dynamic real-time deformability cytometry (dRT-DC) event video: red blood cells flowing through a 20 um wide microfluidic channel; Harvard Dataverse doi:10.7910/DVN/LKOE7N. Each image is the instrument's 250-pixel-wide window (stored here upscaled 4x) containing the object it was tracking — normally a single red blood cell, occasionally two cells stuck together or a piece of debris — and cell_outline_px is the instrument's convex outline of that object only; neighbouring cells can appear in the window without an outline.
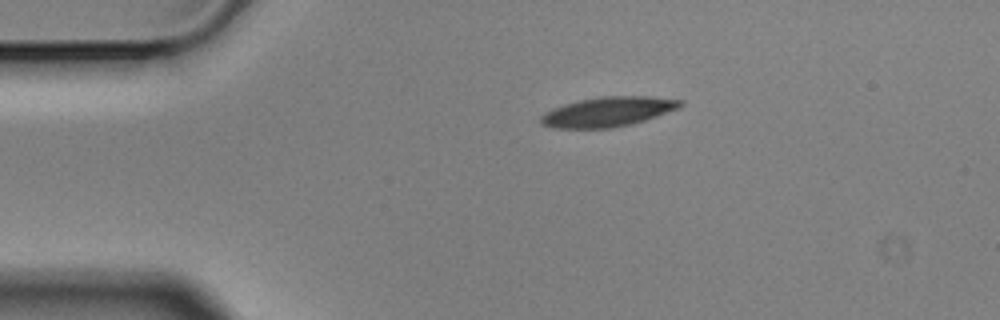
{"species": "Egyptian fruit bat (a non-hibernating species)", "species_latin": "Rousettus aegyptiacus", "temperature_condition": "cold", "stored_images_in_passage": 2, "camera_frame_rate_fps": 3000, "um_per_image_px": 0.085, "animal": {"sex": "male"}, "frame": {"image": 1, "passage_image": 1, "time_ms": 0.0, "image_size_px": [1000, 320], "cell_outline_px": [[684, 104], [680, 108], [644, 120], [628, 124], [608, 128], [552, 128], [540, 124], [540, 116], [544, 112], [552, 108], [564, 104], [580, 100], [600, 96], [648, 96], [684, 100]], "centroid_in_image_um": [51.65, 9.49], "position_along_channel_um": 33.3, "area_um2": 24.16}}